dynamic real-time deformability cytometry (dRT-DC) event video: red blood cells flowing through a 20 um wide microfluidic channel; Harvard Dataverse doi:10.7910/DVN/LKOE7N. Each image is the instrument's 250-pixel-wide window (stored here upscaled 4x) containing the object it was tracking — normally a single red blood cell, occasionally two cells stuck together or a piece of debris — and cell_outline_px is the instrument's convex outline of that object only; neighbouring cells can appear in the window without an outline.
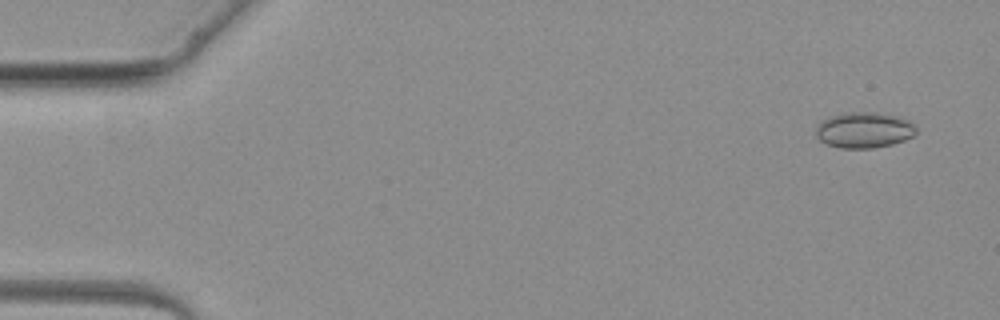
{"species": "common noctule bat (a hibernating species)", "species_latin": "Nyctalus noctula", "temperature_condition": "warm", "stored_images_in_passage": 4, "camera_frame_rate_fps": 3000, "um_per_image_px": 0.085, "animal": {"sex": "female", "body_mass_g": 19.3, "forearm_length_mm": 54.1}, "frame": {"image": 1, "passage_image": 1, "time_ms": 0.0, "image_size_px": [1000, 320], "cell_outline_px": [[916, 132], [912, 136], [904, 140], [892, 144], [872, 148], [840, 148], [828, 144], [820, 140], [816, 136], [816, 128], [820, 120], [828, 116], [844, 112], [876, 112], [892, 116], [904, 120], [912, 124], [916, 128]], "centroid_in_image_um": [73.37, 11.05], "position_along_channel_um": 11.6, "area_um2": 20.75}}
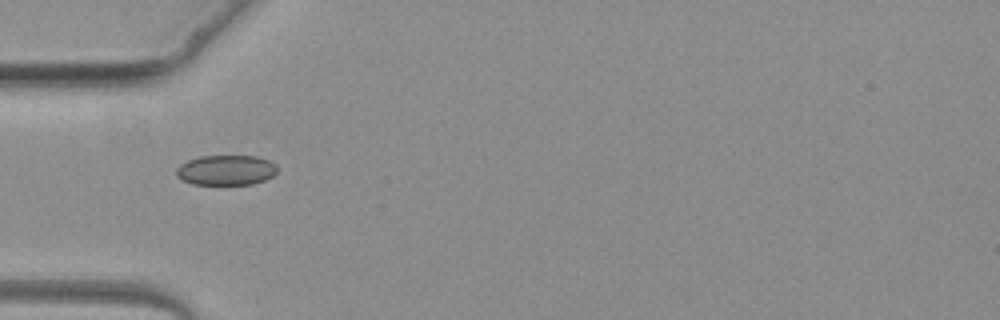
{"frame": {"image": 2, "passage_image": 4, "time_ms": 3.667, "image_size_px": [1000, 320], "cell_outline_px": [[276, 172], [272, 176], [264, 180], [252, 184], [192, 184], [176, 176], [176, 168], [180, 164], [188, 160], [200, 156], [256, 156], [268, 160], [276, 164]], "centroid_in_image_um": [19.2, 14.45], "position_along_channel_um": 65.8, "area_um2": 17.63}}